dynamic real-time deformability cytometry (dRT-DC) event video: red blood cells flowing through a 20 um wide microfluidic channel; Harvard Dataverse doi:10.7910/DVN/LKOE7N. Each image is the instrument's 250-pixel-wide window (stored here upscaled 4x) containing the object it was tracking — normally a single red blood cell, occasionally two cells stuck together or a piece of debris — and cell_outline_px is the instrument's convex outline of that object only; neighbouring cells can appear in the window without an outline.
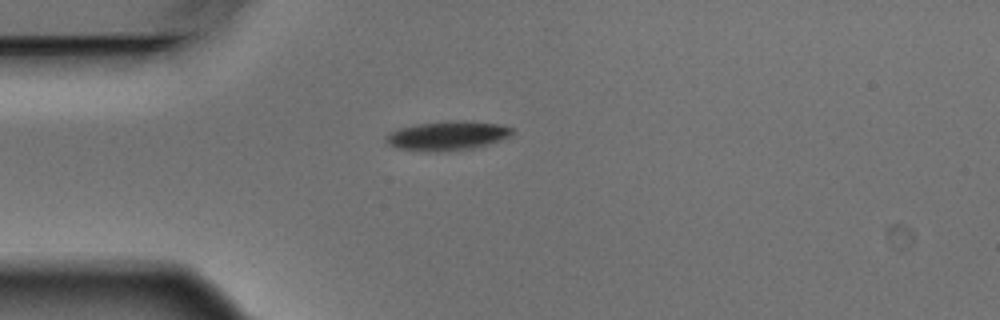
{"species": "Egyptian fruit bat (a non-hibernating species)", "species_latin": "Rousettus aegyptiacus", "temperature_condition": "warm", "stored_images_in_passage": 3, "camera_frame_rate_fps": 3000, "um_per_image_px": 0.085, "animal": {"sex": "male"}, "frame": {"image": 1, "passage_image": 1, "time_ms": 0.0, "image_size_px": [1000, 320], "cell_outline_px": [[512, 132], [508, 136], [500, 140], [488, 144], [472, 148], [400, 148], [388, 144], [384, 140], [384, 136], [400, 128], [420, 124], [448, 120], [464, 120], [496, 124], [512, 128]], "centroid_in_image_um": [38.06, 11.47], "position_along_channel_um": 46.9, "area_um2": 20.0}}
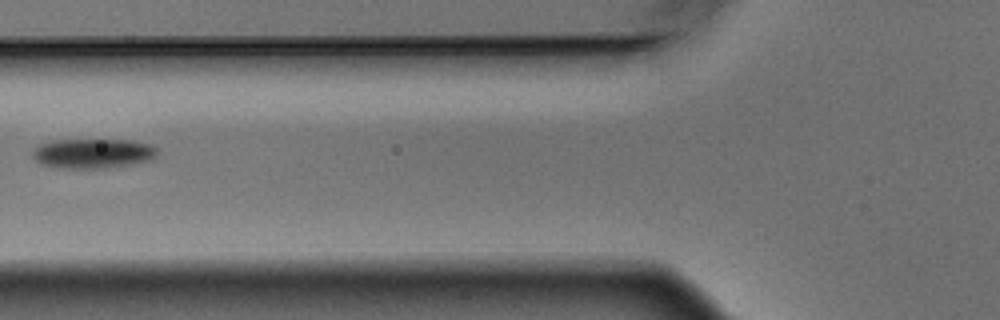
{"frame": {"image": 2, "passage_image": 3, "time_ms": 0.667, "image_size_px": [1000, 320], "cell_outline_px": [[160, 148], [156, 156], [148, 160], [128, 164], [104, 168], [60, 168], [40, 164], [32, 156], [32, 152], [40, 144], [52, 140], [132, 140], [152, 144]], "centroid_in_image_um": [7.91, 13.03], "position_along_channel_um": 117.9, "area_um2": 21.62}}